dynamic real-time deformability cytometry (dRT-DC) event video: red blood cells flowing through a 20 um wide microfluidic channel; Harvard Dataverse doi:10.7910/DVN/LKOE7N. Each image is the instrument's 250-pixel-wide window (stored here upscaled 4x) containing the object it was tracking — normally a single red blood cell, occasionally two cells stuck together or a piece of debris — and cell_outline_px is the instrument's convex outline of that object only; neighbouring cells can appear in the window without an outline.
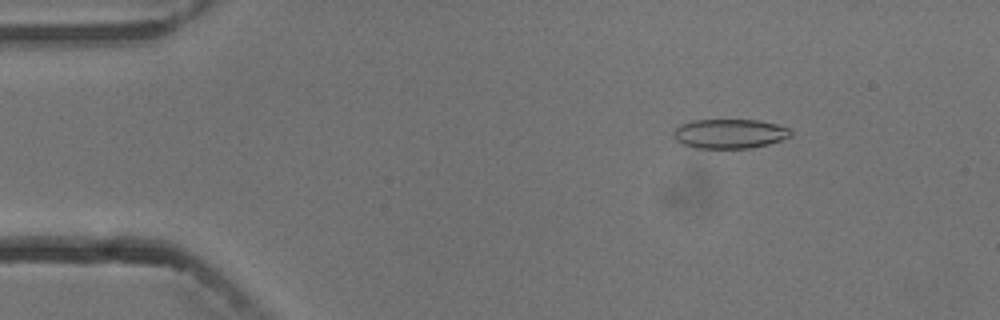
{"species": "common noctule bat (a hibernating species)", "species_latin": "Nyctalus noctula", "temperature_condition": "cold", "stored_images_in_passage": 5, "camera_frame_rate_fps": 3000, "um_per_image_px": 0.085, "animal": {"sex": "male", "body_mass_g": 13.3}, "frame": {"image": 1, "passage_image": 3, "time_ms": 2.333, "image_size_px": [1000, 320], "cell_outline_px": [[792, 136], [768, 144], [748, 148], [696, 148], [684, 144], [676, 140], [672, 136], [676, 128], [680, 124], [692, 120], [756, 120], [776, 124], [788, 128], [792, 132]], "centroid_in_image_um": [62.0, 11.36], "position_along_channel_um": 23.0, "area_um2": 20.0}}